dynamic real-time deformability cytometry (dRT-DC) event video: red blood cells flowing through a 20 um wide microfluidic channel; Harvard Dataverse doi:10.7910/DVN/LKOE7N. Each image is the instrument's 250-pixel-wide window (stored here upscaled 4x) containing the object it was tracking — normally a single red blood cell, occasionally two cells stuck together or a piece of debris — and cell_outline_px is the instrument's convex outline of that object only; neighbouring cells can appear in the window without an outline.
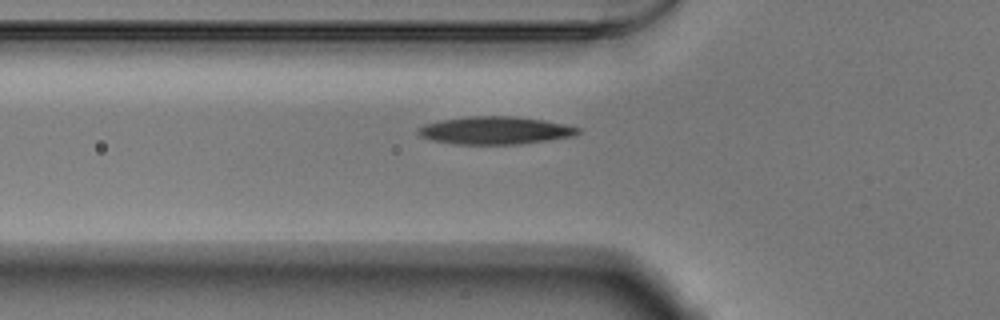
{"species": "Egyptian fruit bat (a non-hibernating species)", "species_latin": "Rousettus aegyptiacus", "temperature_condition": "warm", "stored_images_in_passage": 36, "camera_frame_rate_fps": 3000, "um_per_image_px": 0.085, "animal": {"sex": "male"}, "frame": {"image": 1, "passage_image": 2, "time_ms": 0.333, "image_size_px": [1000, 320], "cell_outline_px": [[580, 132], [572, 136], [520, 144], [456, 144], [432, 140], [420, 136], [416, 132], [416, 128], [424, 124], [440, 120], [468, 116], [512, 116], [544, 120], [564, 124], [580, 128]], "centroid_in_image_um": [42.03, 11.08], "position_along_channel_um": 83.8, "area_um2": 25.78}}
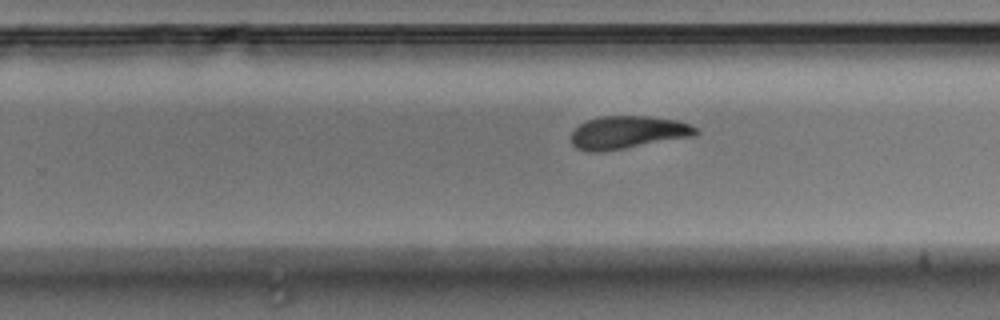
{"frame": {"image": 2, "passage_image": 17, "time_ms": 5.333, "image_size_px": [1000, 320], "cell_outline_px": [[700, 132], [692, 136], [624, 148], [600, 152], [588, 152], [576, 148], [572, 144], [568, 136], [580, 124], [588, 120], [600, 116], [648, 116], [676, 120], [688, 124], [696, 128]], "centroid_in_image_um": [53.29, 11.25], "position_along_channel_um": 276.5, "area_um2": 23.7}}
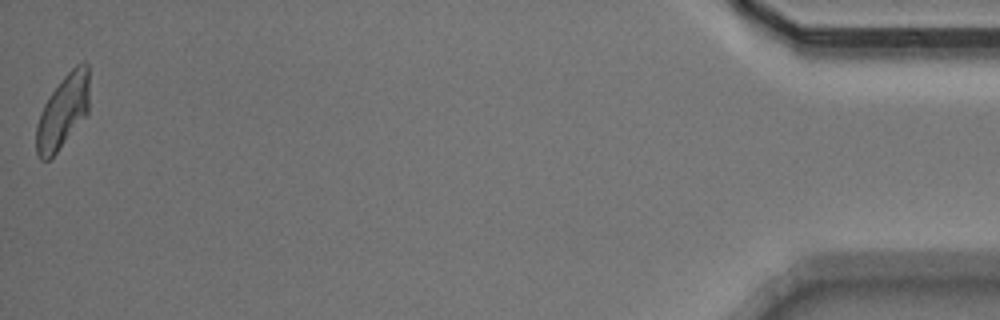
{"frame": {"image": 3, "passage_image": 36, "time_ms": 11.667, "image_size_px": [1000, 320], "cell_outline_px": [[88, 112], [56, 152], [48, 160], [40, 160], [36, 156], [36, 124], [40, 112], [44, 104], [60, 80], [76, 64], [84, 60], [88, 64]], "centroid_in_image_um": [5.32, 9.47], "position_along_channel_um": 429.9, "area_um2": 22.48}, "authors_computed_cell_mechanics": {"area_um2": 23.7558, "velocity_mm_per_s": 3.8488, "shape_relaxation_time_tau1_ms": 9.5663, "shape_relaxation_time_tau2_ms": null, "deformation_change_tau1": 0.2391, "deformation_change_tau2": null}}